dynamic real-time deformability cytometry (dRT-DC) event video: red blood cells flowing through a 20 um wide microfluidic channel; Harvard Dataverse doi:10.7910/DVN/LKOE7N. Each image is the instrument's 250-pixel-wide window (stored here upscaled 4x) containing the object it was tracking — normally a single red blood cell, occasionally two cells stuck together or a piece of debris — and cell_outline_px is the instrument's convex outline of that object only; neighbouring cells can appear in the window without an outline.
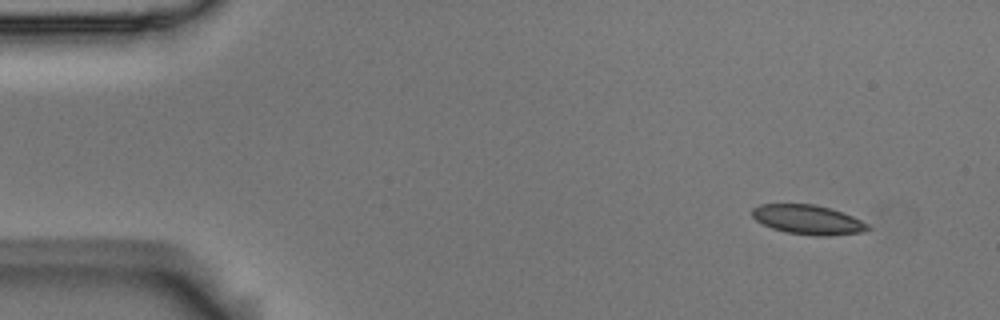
{"species": "Egyptian fruit bat (a non-hibernating species)", "species_latin": "Rousettus aegyptiacus", "temperature_condition": "room temperature", "stored_images_in_passage": 5, "camera_frame_rate_fps": 3000, "um_per_image_px": 0.085, "animal": {"sex": "male"}, "frame": {"image": 1, "passage_image": 2, "time_ms": 0.333, "image_size_px": [1000, 320], "cell_outline_px": [[872, 228], [864, 232], [828, 236], [816, 236], [788, 232], [772, 228], [756, 220], [752, 216], [752, 208], [760, 204], [812, 204], [828, 208], [852, 216], [868, 224]], "centroid_in_image_um": [68.68, 18.68], "position_along_channel_um": 16.3, "area_um2": 19.65}}
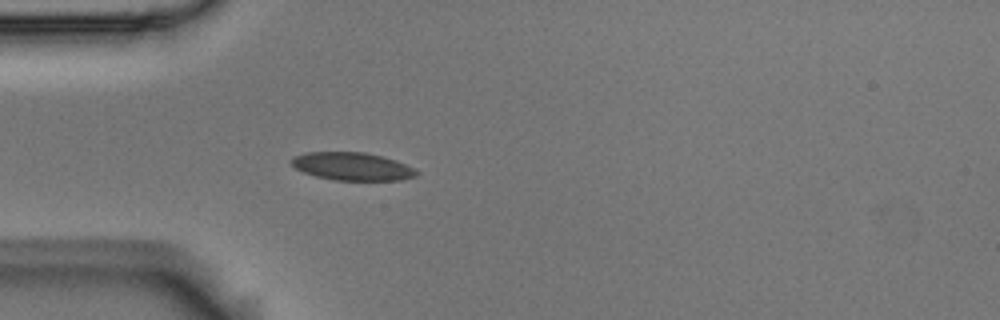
{"frame": {"image": 2, "passage_image": 5, "time_ms": 1.333, "image_size_px": [1000, 320], "cell_outline_px": [[420, 172], [416, 176], [400, 180], [332, 180], [316, 176], [304, 172], [296, 168], [288, 160], [292, 156], [308, 152], [364, 152], [396, 160], [416, 168]], "centroid_in_image_um": [29.95, 14.14], "position_along_channel_um": 55.1, "area_um2": 20.46}}